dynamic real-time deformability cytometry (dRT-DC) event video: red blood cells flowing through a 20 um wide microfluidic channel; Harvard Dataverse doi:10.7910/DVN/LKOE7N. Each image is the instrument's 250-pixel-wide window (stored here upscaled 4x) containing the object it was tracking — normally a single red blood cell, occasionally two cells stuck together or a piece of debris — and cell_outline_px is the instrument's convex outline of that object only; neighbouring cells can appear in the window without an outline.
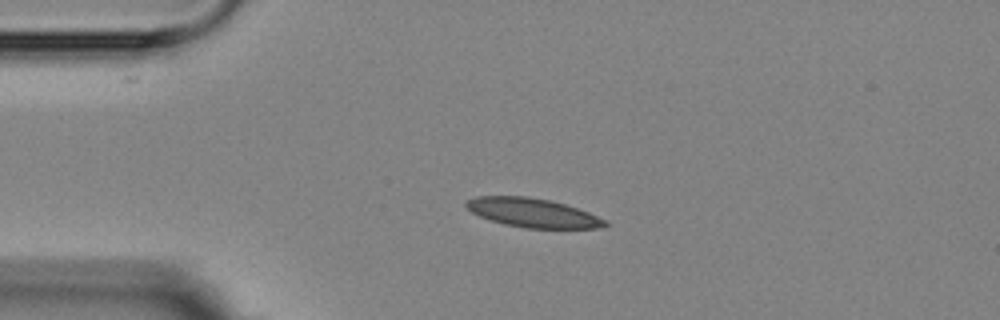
{"species": "Egyptian fruit bat (a non-hibernating species)", "species_latin": "Rousettus aegyptiacus", "temperature_condition": "room temperature", "stored_images_in_passage": 4, "camera_frame_rate_fps": 3000, "um_per_image_px": 0.085, "animal": {"sex": "female"}, "frame": {"image": 1, "passage_image": 2, "time_ms": 1.0, "image_size_px": [1000, 320], "cell_outline_px": [[608, 224], [596, 228], [524, 228], [504, 224], [480, 216], [472, 212], [464, 204], [468, 200], [476, 196], [528, 196], [548, 200], [564, 204], [588, 212], [608, 220]], "centroid_in_image_um": [45.28, 18.08], "position_along_channel_um": 39.7, "area_um2": 23.24}}
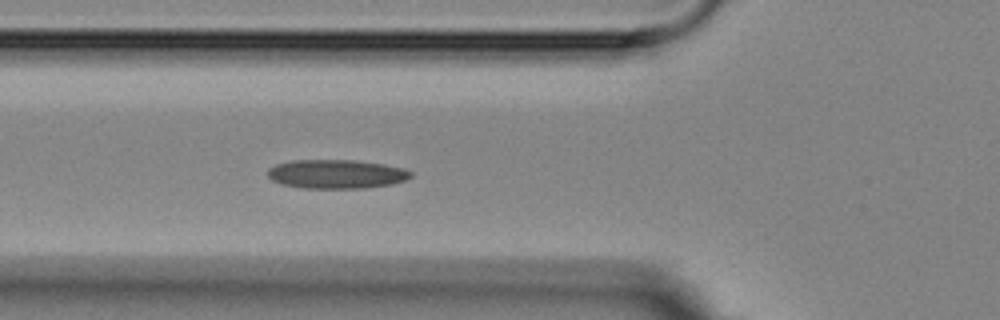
{"frame": {"image": 2, "passage_image": 4, "time_ms": 3.333, "image_size_px": [1000, 320], "cell_outline_px": [[412, 176], [404, 180], [392, 184], [364, 188], [304, 188], [280, 184], [272, 180], [268, 176], [268, 168], [276, 164], [292, 160], [352, 160], [384, 164], [404, 168], [412, 172]], "centroid_in_image_um": [28.58, 14.79], "position_along_channel_um": 97.2, "area_um2": 24.16}}